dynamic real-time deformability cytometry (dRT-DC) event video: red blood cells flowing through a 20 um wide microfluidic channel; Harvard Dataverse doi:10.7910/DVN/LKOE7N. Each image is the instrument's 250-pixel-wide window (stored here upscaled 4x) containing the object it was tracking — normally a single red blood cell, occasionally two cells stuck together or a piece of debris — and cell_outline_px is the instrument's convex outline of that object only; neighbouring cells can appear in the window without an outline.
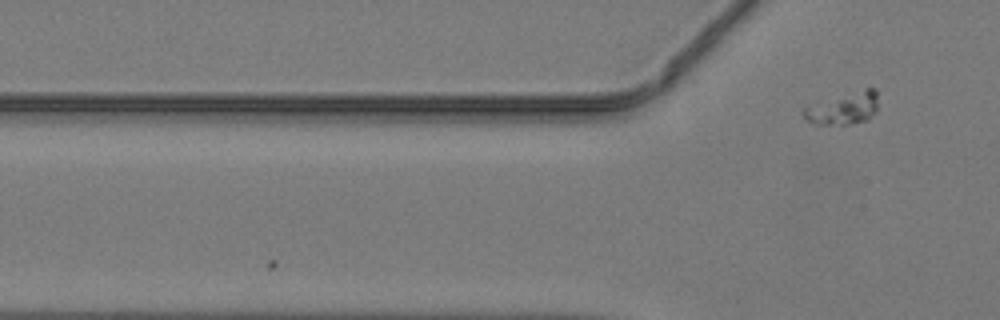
{"species": "common noctule bat (a hibernating species)", "species_latin": "Nyctalus noctula", "temperature_condition": "warm", "stored_images_in_passage": 4, "camera_frame_rate_fps": 3000, "um_per_image_px": 0.085, "animal": {"sex": "male", "body_mass_g": 19.2, "forearm_length_mm": 51.8}, "frame": {"image": 1, "passage_image": 4, "time_ms": 1.0, "image_size_px": [1000, 320], "cell_outline_px": [[876, 112], [868, 120], [848, 124], [812, 124], [800, 112], [804, 108], [868, 88], [876, 88]], "centroid_in_image_um": [71.72, 9.26], "position_along_channel_um": 54.1, "area_um2": 13.24}}